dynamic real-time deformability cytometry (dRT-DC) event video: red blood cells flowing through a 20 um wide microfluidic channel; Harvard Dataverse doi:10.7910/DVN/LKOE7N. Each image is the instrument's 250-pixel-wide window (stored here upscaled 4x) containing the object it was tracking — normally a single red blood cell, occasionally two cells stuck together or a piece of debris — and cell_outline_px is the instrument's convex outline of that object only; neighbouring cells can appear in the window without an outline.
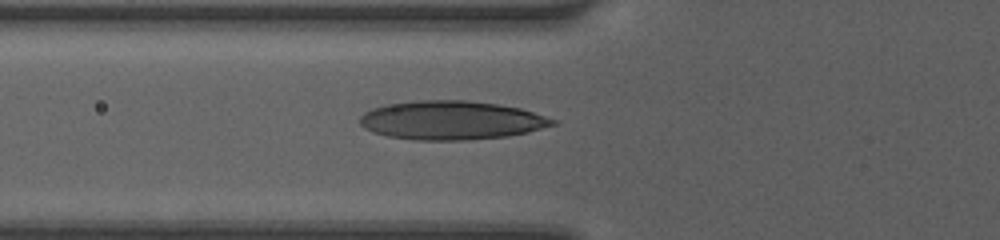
{"species": "human", "species_latin": "Homo sapiens", "temperature_condition": "room temperature", "stored_images_in_passage": 30, "camera_frame_rate_fps": 3000, "um_per_image_px": 0.085, "donor": {"sex": "female"}, "frame": {"image": 1, "passage_image": 2, "time_ms": 0.333, "image_size_px": [1000, 240], "cell_outline_px": [[556, 124], [528, 132], [508, 136], [468, 140], [416, 140], [388, 136], [372, 132], [364, 128], [360, 124], [360, 116], [364, 112], [372, 108], [388, 104], [416, 100], [468, 100], [500, 104], [520, 108], [556, 120]], "centroid_in_image_um": [38.34, 10.22], "position_along_channel_um": 87.5, "area_um2": 43.64}}
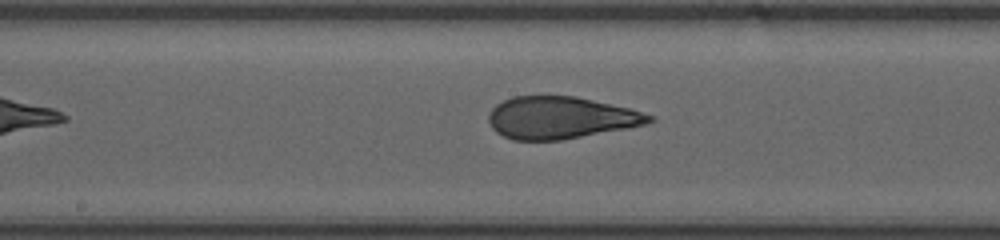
{"frame": {"image": 2, "passage_image": 10, "time_ms": 3.0, "image_size_px": [1000, 240], "cell_outline_px": [[656, 120], [644, 124], [624, 128], [560, 140], [512, 140], [496, 132], [492, 128], [488, 120], [488, 116], [492, 108], [496, 104], [512, 96], [576, 96], [632, 108], [656, 116]], "centroid_in_image_um": [47.65, 9.99], "position_along_channel_um": 200.6, "area_um2": 39.42}}
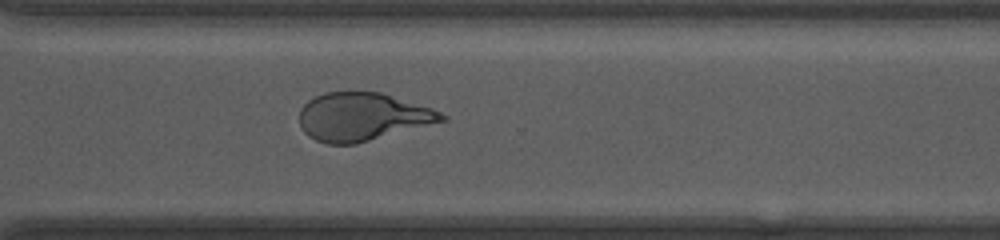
{"frame": {"image": 3, "passage_image": 20, "time_ms": 6.333, "image_size_px": [1000, 240], "cell_outline_px": [[448, 120], [356, 144], [328, 144], [316, 140], [308, 136], [304, 132], [300, 124], [300, 108], [308, 100], [324, 92], [380, 92], [432, 108], [448, 116]], "centroid_in_image_um": [30.81, 9.93], "position_along_channel_um": 339.8, "area_um2": 39.88}}